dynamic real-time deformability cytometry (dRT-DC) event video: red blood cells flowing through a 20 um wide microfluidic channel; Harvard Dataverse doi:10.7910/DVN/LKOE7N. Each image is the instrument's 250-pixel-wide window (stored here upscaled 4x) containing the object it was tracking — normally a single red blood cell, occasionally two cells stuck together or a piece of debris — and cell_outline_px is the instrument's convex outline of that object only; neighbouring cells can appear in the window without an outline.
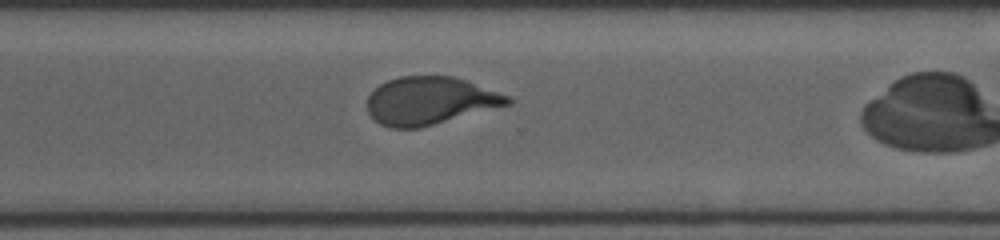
{"species": "human", "species_latin": "Homo sapiens", "temperature_condition": "cold", "stored_images_in_passage": 30, "camera_frame_rate_fps": 3000, "um_per_image_px": 0.085, "donor": {"sex": "male"}, "frame": {"image": 1, "passage_image": 26, "time_ms": 8.333, "image_size_px": [1000, 240], "cell_outline_px": [[512, 104], [420, 128], [388, 128], [380, 124], [368, 112], [368, 96], [380, 84], [388, 80], [400, 76], [452, 76], [512, 96]], "centroid_in_image_um": [36.57, 8.57], "position_along_channel_um": 334.0, "area_um2": 39.07}}
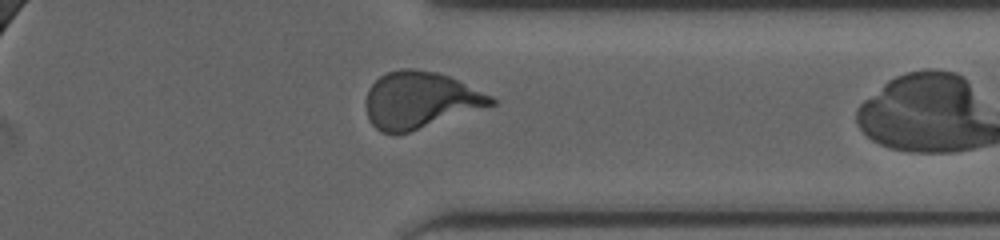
{"frame": {"image": 2, "passage_image": 29, "time_ms": 9.333, "image_size_px": [1000, 240], "cell_outline_px": [[496, 104], [408, 132], [392, 136], [380, 132], [372, 124], [368, 116], [364, 104], [368, 88], [380, 76], [388, 72], [400, 68], [412, 68], [436, 72], [448, 76], [492, 96], [496, 100]], "centroid_in_image_um": [35.65, 8.52], "position_along_channel_um": 375.7, "area_um2": 41.33}}